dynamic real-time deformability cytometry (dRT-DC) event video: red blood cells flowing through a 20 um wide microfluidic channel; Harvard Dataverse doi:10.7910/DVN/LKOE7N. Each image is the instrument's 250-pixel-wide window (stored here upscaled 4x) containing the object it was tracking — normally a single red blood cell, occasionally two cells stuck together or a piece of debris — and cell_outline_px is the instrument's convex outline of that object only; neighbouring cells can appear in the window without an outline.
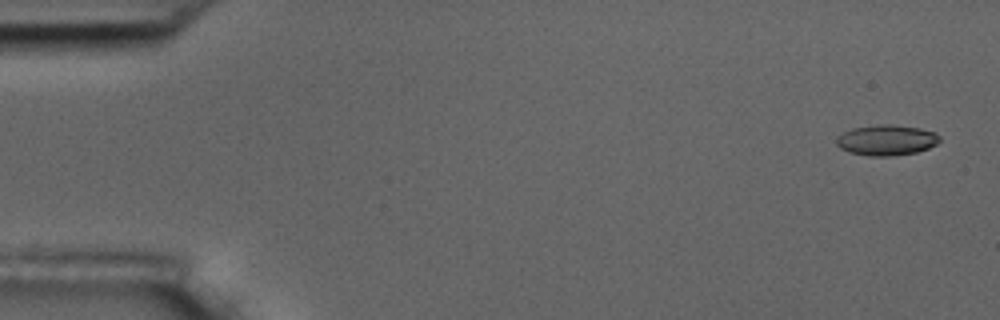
{"species": "common noctule bat (a hibernating species)", "species_latin": "Nyctalus noctula", "temperature_condition": "room temperature", "stored_images_in_passage": 15, "camera_frame_rate_fps": 3000, "um_per_image_px": 0.085, "animal": {"sex": "male", "body_mass_g": 17.5, "forearm_length_mm": 52.3}, "frame": {"image": 1, "passage_image": 1, "time_ms": 0.0, "image_size_px": [1000, 320], "cell_outline_px": [[940, 140], [936, 144], [928, 148], [916, 152], [892, 156], [868, 156], [848, 152], [840, 148], [836, 144], [836, 136], [852, 128], [880, 124], [892, 124], [920, 128], [936, 132], [940, 136]], "centroid_in_image_um": [75.34, 11.91], "position_along_channel_um": 9.7, "area_um2": 18.55}}
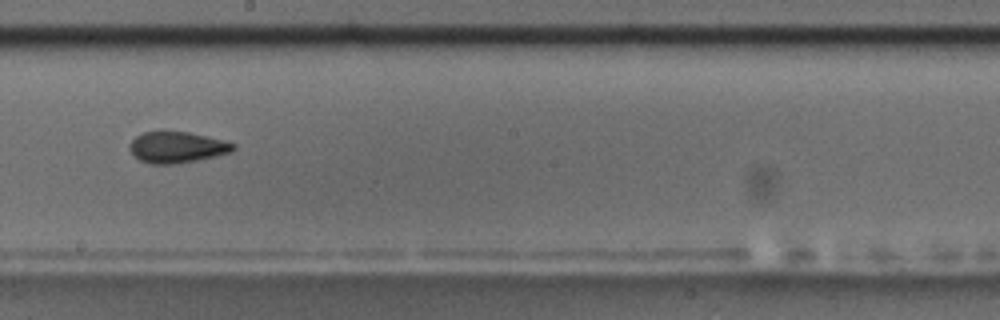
{"frame": {"image": 2, "passage_image": 9, "time_ms": 10.0, "image_size_px": [1000, 320], "cell_outline_px": [[236, 148], [232, 152], [216, 156], [176, 164], [148, 164], [132, 156], [128, 148], [128, 144], [136, 136], [144, 132], [164, 128], [188, 132], [236, 144]], "centroid_in_image_um": [14.96, 12.49], "position_along_channel_um": 233.2, "area_um2": 19.42}, "authors_computed_cell_mechanics": {"area_um2": 18.5538, "velocity_mm_per_s": 3.5655, "shape_relaxation_time_tau1_ms": 3.58, "shape_relaxation_time_tau2_ms": 2.5939, "deformation_change_tau1": 0.086, "deformation_change_tau2": 0.0493}}